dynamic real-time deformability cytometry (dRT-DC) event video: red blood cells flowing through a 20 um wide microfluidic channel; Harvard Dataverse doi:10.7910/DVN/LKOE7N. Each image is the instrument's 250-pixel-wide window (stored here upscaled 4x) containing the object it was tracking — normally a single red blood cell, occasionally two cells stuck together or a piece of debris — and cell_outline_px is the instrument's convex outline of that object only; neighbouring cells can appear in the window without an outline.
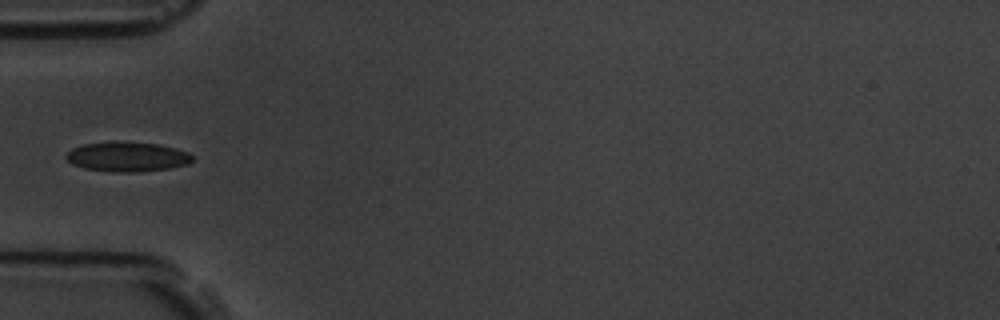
{"species": "common noctule bat (a hibernating species)", "species_latin": "Nyctalus noctula", "temperature_condition": "room temperature", "stored_images_in_passage": 2, "camera_frame_rate_fps": 3000, "um_per_image_px": 0.085, "animal": {"sex": "male", "body_mass_g": 19.5, "forearm_length_mm": 54.6}, "frame": {"image": 1, "passage_image": 2, "time_ms": 1.0, "image_size_px": [1000, 320], "cell_outline_px": [[192, 160], [188, 164], [168, 168], [136, 172], [116, 172], [84, 168], [72, 164], [64, 156], [72, 148], [84, 144], [160, 144], [176, 148], [188, 152], [192, 156]], "centroid_in_image_um": [10.83, 13.36], "position_along_channel_um": 74.2, "area_um2": 20.92}}